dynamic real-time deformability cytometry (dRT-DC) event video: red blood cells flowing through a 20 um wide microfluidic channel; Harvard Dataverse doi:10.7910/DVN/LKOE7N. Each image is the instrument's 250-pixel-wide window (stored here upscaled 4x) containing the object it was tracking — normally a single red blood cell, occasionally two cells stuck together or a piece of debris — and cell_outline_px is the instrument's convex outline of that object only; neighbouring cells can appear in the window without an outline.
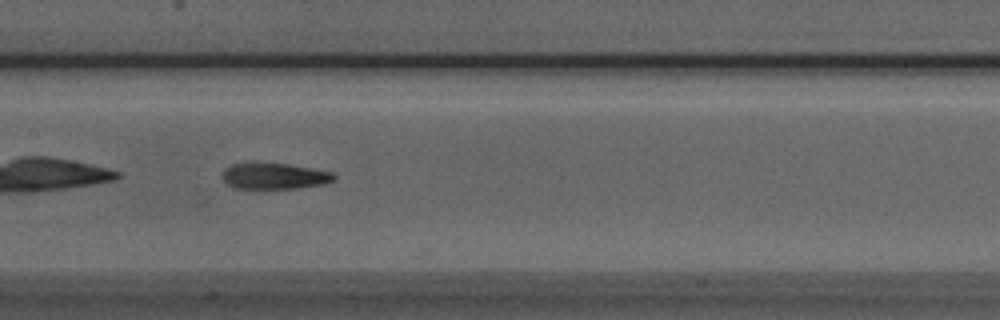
{"species": "Egyptian fruit bat (a non-hibernating species)", "species_latin": "Rousettus aegyptiacus", "temperature_condition": "room temperature", "stored_images_in_passage": 7, "camera_frame_rate_fps": 3000, "um_per_image_px": 0.085, "animal": {"sex": "male"}, "frame": {"image": 1, "passage_image": 4, "time_ms": 1.0, "image_size_px": [1000, 320], "cell_outline_px": [[336, 176], [332, 180], [324, 184], [296, 188], [232, 188], [220, 176], [224, 168], [232, 164], [252, 160], [256, 160], [288, 164], [312, 168], [332, 172]], "centroid_in_image_um": [23.23, 14.92], "position_along_channel_um": 184.2, "area_um2": 17.57}}
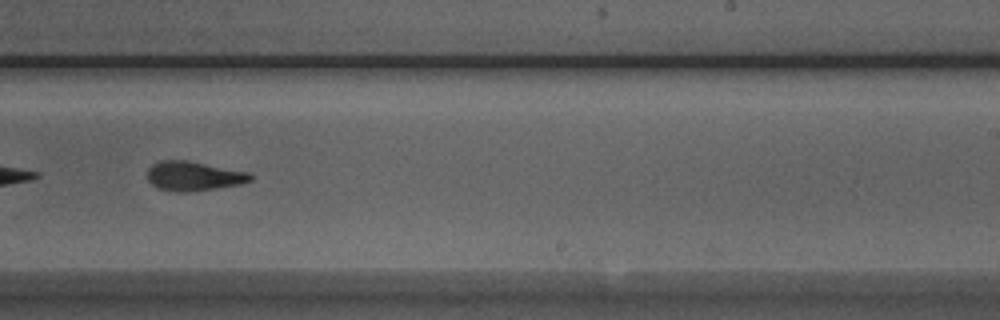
{"frame": {"image": 2, "passage_image": 6, "time_ms": 1.667, "image_size_px": [1000, 320], "cell_outline_px": [[252, 180], [240, 184], [188, 192], [176, 192], [156, 188], [148, 180], [148, 168], [152, 164], [160, 160], [188, 160], [248, 172], [252, 176]], "centroid_in_image_um": [16.42, 14.96], "position_along_channel_um": 272.6, "area_um2": 17.63}}
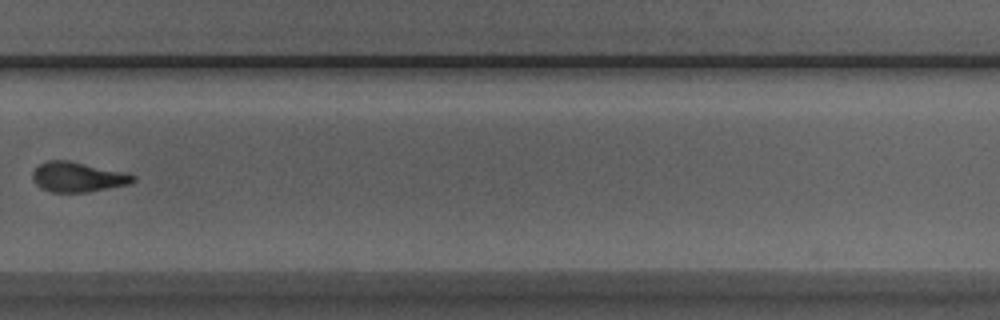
{"frame": {"image": 3, "passage_image": 7, "time_ms": 2.0, "image_size_px": [1000, 320], "cell_outline_px": [[136, 180], [128, 184], [88, 192], [52, 192], [40, 188], [32, 180], [32, 172], [40, 164], [48, 160], [68, 160], [128, 172], [136, 176]], "centroid_in_image_um": [6.62, 15.04], "position_along_channel_um": 323.2, "area_um2": 17.69}}